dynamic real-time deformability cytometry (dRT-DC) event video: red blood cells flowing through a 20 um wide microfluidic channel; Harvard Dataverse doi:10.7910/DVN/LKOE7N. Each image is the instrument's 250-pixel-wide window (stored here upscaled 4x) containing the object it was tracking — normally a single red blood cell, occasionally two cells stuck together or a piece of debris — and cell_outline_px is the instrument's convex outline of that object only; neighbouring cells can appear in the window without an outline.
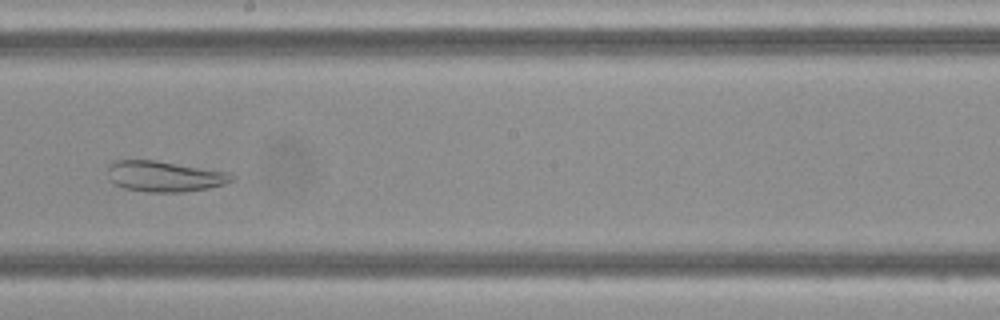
{"species": "Egyptian fruit bat (a non-hibernating species)", "species_latin": "Rousettus aegyptiacus", "temperature_condition": "cold", "stored_images_in_passage": 40, "camera_frame_rate_fps": 3000, "um_per_image_px": 0.085, "frame": {"image": 1, "passage_image": 18, "time_ms": 5.667, "image_size_px": [1000, 320], "cell_outline_px": [[236, 180], [224, 184], [208, 188], [184, 192], [144, 192], [124, 188], [116, 184], [108, 176], [108, 164], [112, 160], [156, 160], [228, 172], [236, 176]], "centroid_in_image_um": [14.0, 14.98], "position_along_channel_um": 234.2, "area_um2": 22.37}}
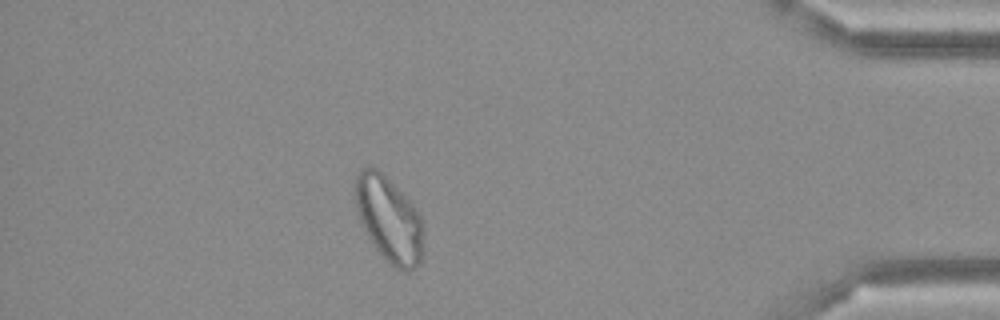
{"frame": {"image": 2, "passage_image": 34, "time_ms": 11.0, "image_size_px": [1000, 320], "cell_outline_px": [[424, 252], [420, 264], [416, 268], [408, 272], [400, 272], [388, 264], [372, 244], [360, 220], [356, 208], [356, 176], [368, 164], [372, 164], [416, 208], [420, 216], [424, 232]], "centroid_in_image_um": [33.11, 18.74], "position_along_channel_um": 402.1, "area_um2": 34.16}}